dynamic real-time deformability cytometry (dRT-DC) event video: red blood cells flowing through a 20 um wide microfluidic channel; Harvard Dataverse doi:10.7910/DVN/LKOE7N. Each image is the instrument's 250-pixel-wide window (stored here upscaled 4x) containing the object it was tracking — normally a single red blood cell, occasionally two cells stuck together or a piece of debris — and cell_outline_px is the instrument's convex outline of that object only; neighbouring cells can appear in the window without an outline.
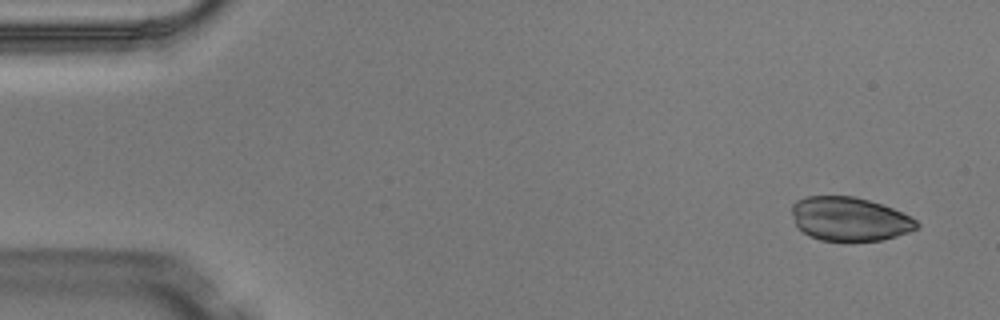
{"species": "Egyptian fruit bat (a non-hibernating species)", "species_latin": "Rousettus aegyptiacus", "temperature_condition": "warm", "stored_images_in_passage": 3, "camera_frame_rate_fps": 3000, "um_per_image_px": 0.085, "animal": {"sex": "male"}, "frame": {"image": 1, "passage_image": 1, "time_ms": 0.0, "image_size_px": [1000, 320], "cell_outline_px": [[920, 228], [896, 236], [880, 240], [820, 240], [804, 232], [796, 224], [792, 212], [792, 204], [796, 200], [804, 196], [856, 196], [892, 208], [916, 220], [920, 224]], "centroid_in_image_um": [72.21, 18.59], "position_along_channel_um": 12.8, "area_um2": 31.56}}